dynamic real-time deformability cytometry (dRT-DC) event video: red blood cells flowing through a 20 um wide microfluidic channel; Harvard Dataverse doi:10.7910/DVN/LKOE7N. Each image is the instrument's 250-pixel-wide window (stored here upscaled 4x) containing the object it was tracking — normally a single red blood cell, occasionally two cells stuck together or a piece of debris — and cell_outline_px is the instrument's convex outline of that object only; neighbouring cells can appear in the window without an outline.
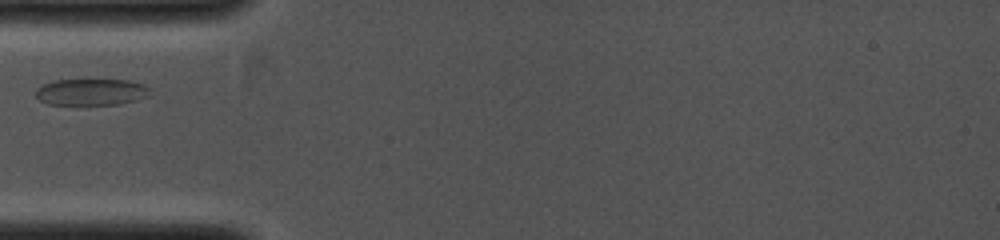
{"species": "common noctule bat (a hibernating species)", "species_latin": "Nyctalus noctula", "temperature_condition": "cold", "stored_images_in_passage": 1, "camera_frame_rate_fps": 4000, "um_per_image_px": 0.085, "animal": {"sex": "female", "body_mass_g": 19.0, "forearm_length_mm": 53.3}, "frame": {"image": 1, "passage_image": 1, "time_ms": 0.0, "image_size_px": [1000, 240], "cell_outline_px": [[152, 88], [148, 96], [136, 100], [120, 104], [48, 104], [40, 100], [36, 96], [36, 88], [44, 84], [56, 80], [128, 80], [144, 84]], "centroid_in_image_um": [7.8, 7.81], "position_along_channel_um": 77.2, "area_um2": 17.63}}